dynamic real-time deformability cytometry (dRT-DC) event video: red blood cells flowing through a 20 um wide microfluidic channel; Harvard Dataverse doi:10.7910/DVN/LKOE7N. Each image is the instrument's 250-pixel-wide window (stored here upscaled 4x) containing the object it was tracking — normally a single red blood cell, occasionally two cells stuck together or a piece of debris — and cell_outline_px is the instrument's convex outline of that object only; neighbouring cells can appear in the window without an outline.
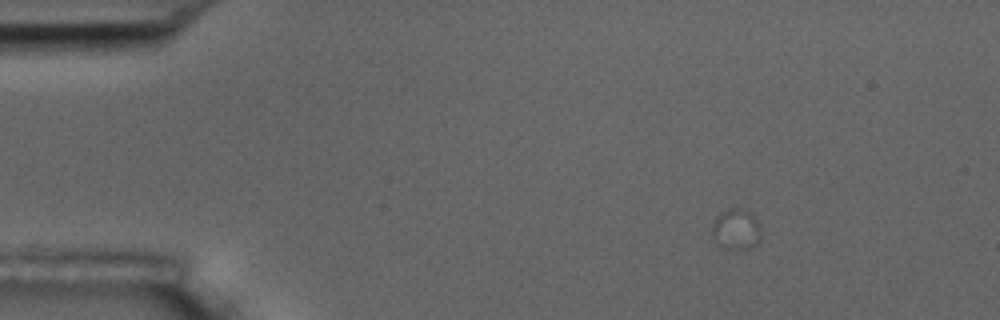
{"species": "common noctule bat (a hibernating species)", "species_latin": "Nyctalus noctula", "temperature_condition": "room temperature", "stored_images_in_passage": 2, "camera_frame_rate_fps": 3000, "um_per_image_px": 0.085, "animal": {"sex": "male", "body_mass_g": 17.5, "forearm_length_mm": 52.3}, "frame": {"image": 1, "passage_image": 1, "time_ms": 0.0, "image_size_px": [1000, 320], "cell_outline_px": [[760, 240], [756, 244], [748, 248], [736, 252], [724, 248], [716, 244], [712, 236], [712, 224], [716, 216], [720, 212], [732, 208], [740, 208], [748, 212], [756, 220], [760, 236]], "centroid_in_image_um": [62.51, 19.54], "position_along_channel_um": 22.5, "area_um2": 11.73}}